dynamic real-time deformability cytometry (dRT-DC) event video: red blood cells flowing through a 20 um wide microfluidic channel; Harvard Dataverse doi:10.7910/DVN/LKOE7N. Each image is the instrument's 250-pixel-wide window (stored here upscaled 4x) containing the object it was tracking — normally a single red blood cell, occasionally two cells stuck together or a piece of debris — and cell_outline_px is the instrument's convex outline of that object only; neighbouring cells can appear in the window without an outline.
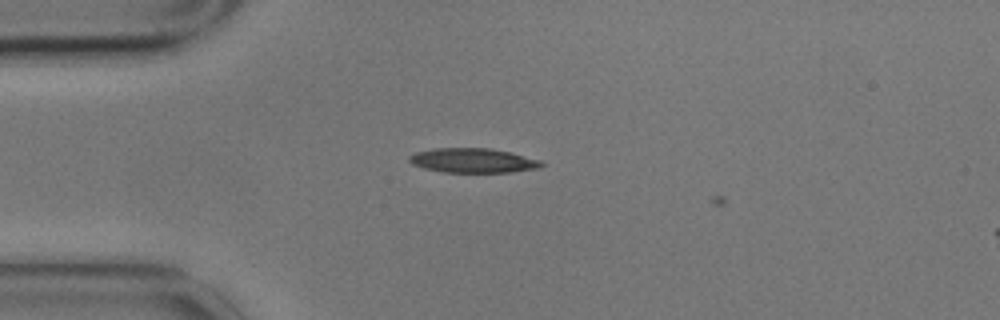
{"species": "common noctule bat (a hibernating species)", "species_latin": "Nyctalus noctula", "temperature_condition": "cold", "stored_images_in_passage": 3, "segment_of_instrument_passage": [1, 2], "camera_frame_rate_fps": 3000, "um_per_image_px": 0.085, "animal": {"sex": "male", "body_mass_g": 17.9}, "frame": {"image": 1, "passage_image": 2, "time_ms": 0.333, "image_size_px": [1000, 320], "cell_outline_px": [[544, 164], [540, 168], [508, 172], [444, 172], [424, 168], [412, 164], [408, 160], [408, 156], [416, 152], [432, 148], [492, 148], [512, 152], [540, 160]], "centroid_in_image_um": [40.2, 13.63], "position_along_channel_um": 44.8, "area_um2": 18.96}}